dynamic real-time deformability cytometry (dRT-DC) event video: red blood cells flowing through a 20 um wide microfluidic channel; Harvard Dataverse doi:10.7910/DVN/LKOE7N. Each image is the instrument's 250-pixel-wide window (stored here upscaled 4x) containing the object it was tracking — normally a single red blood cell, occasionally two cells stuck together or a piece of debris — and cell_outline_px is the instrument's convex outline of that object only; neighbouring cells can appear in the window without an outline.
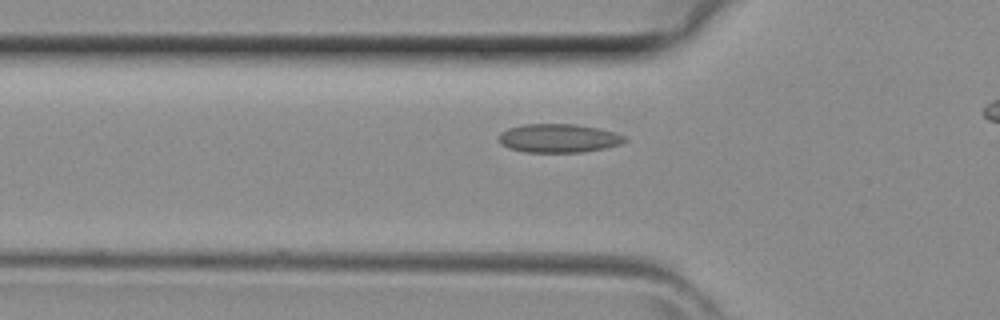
{"species": "common noctule bat (a hibernating species)", "species_latin": "Nyctalus noctula", "temperature_condition": "room temperature", "stored_images_in_passage": 12, "camera_frame_rate_fps": 3000, "um_per_image_px": 0.085, "animal": {"sex": "female", "body_mass_g": 29.2, "forearm_length_mm": 56.3}, "frame": {"image": 1, "passage_image": 5, "time_ms": 1.333, "image_size_px": [1000, 320], "cell_outline_px": [[628, 140], [620, 144], [604, 148], [580, 152], [524, 152], [508, 148], [500, 140], [500, 132], [508, 128], [524, 124], [576, 124], [600, 128], [616, 132], [624, 136]], "centroid_in_image_um": [47.51, 11.74], "position_along_channel_um": 78.3, "area_um2": 20.98}}
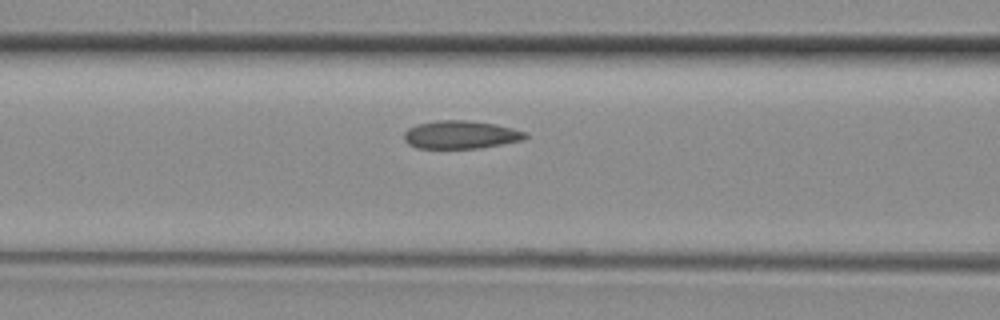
{"frame": {"image": 2, "passage_image": 8, "time_ms": 2.333, "image_size_px": [1000, 320], "cell_outline_px": [[528, 136], [524, 140], [480, 148], [416, 148], [408, 144], [404, 140], [404, 132], [408, 128], [416, 124], [436, 120], [464, 120], [496, 124], [528, 132]], "centroid_in_image_um": [39.16, 11.45], "position_along_channel_um": 127.4, "area_um2": 20.0}}
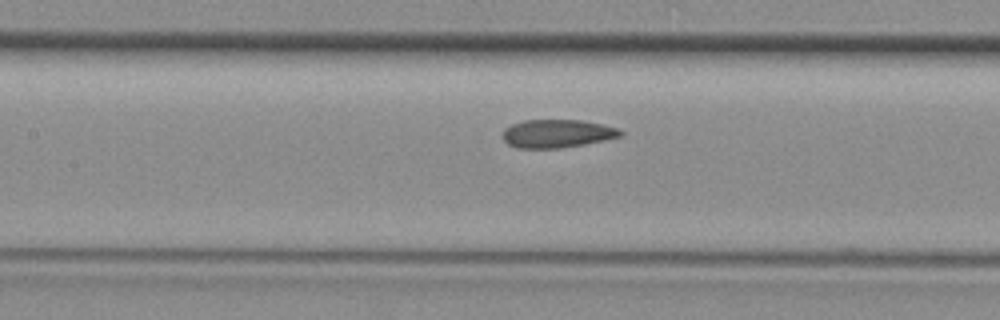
{"frame": {"image": 3, "passage_image": 10, "time_ms": 3.0, "image_size_px": [1000, 320], "cell_outline_px": [[624, 132], [620, 136], [604, 140], [584, 144], [560, 148], [516, 148], [508, 144], [504, 140], [504, 128], [512, 124], [524, 120], [580, 120], [620, 128]], "centroid_in_image_um": [47.35, 11.35], "position_along_channel_um": 160.0, "area_um2": 19.25}}